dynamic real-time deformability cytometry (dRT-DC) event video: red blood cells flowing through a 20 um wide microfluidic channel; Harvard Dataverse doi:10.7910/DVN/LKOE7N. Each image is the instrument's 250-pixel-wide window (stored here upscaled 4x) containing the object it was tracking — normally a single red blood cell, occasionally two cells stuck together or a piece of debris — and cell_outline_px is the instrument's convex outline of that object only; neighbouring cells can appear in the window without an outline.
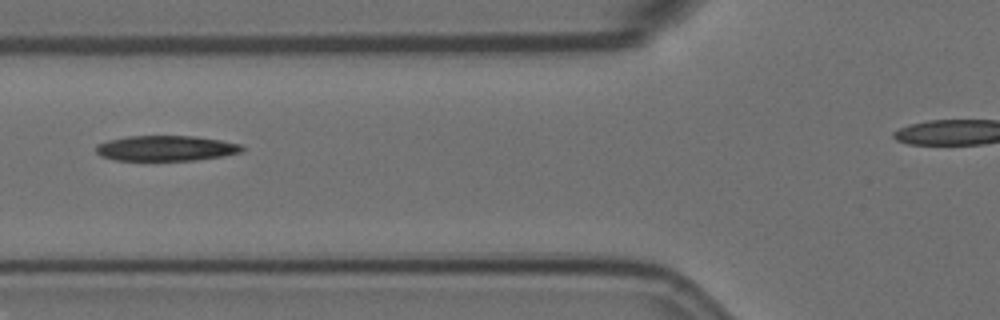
{"species": "Egyptian fruit bat (a non-hibernating species)", "species_latin": "Rousettus aegyptiacus", "temperature_condition": "room temperature", "stored_images_in_passage": 7, "camera_frame_rate_fps": 3000, "um_per_image_px": 0.085, "animal": {"sex": "female"}, "frame": {"image": 1, "passage_image": 4, "time_ms": 3.333, "image_size_px": [1000, 320], "cell_outline_px": [[244, 148], [240, 152], [224, 156], [196, 160], [116, 160], [100, 156], [96, 152], [96, 144], [108, 140], [128, 136], [196, 136], [220, 140], [240, 144]], "centroid_in_image_um": [14.09, 12.6], "position_along_channel_um": 111.7, "area_um2": 21.56}}
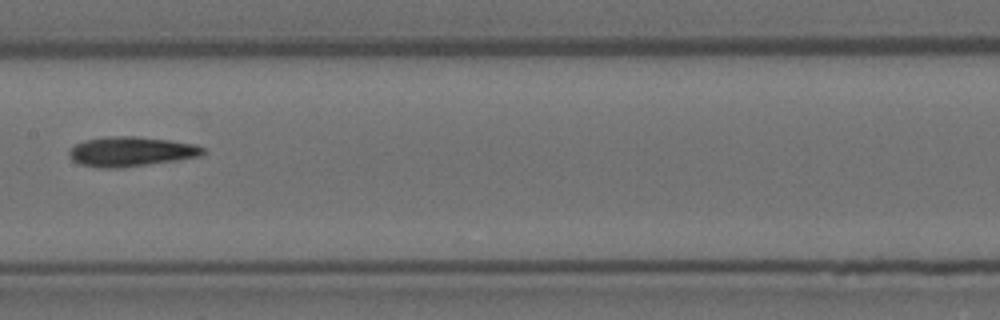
{"frame": {"image": 2, "passage_image": 6, "time_ms": 5.667, "image_size_px": [1000, 320], "cell_outline_px": [[208, 152], [200, 156], [148, 164], [120, 168], [100, 168], [80, 164], [72, 160], [68, 156], [68, 152], [76, 144], [84, 140], [104, 136], [136, 136], [168, 140], [196, 144], [204, 148]], "centroid_in_image_um": [11.12, 12.88], "position_along_channel_um": 196.3, "area_um2": 23.24}}
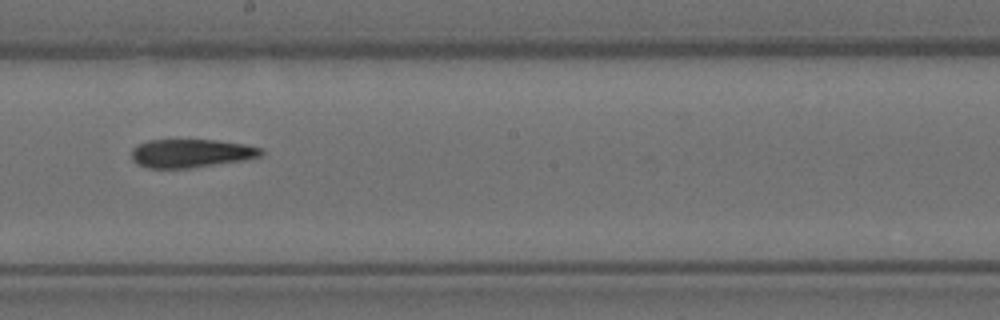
{"frame": {"image": 3, "passage_image": 7, "time_ms": 6.667, "image_size_px": [1000, 320], "cell_outline_px": [[264, 152], [260, 156], [240, 160], [188, 168], [148, 168], [136, 164], [132, 160], [132, 148], [148, 140], [216, 140], [244, 144], [264, 148]], "centroid_in_image_um": [16.21, 13.02], "position_along_channel_um": 232.0, "area_um2": 21.27}}